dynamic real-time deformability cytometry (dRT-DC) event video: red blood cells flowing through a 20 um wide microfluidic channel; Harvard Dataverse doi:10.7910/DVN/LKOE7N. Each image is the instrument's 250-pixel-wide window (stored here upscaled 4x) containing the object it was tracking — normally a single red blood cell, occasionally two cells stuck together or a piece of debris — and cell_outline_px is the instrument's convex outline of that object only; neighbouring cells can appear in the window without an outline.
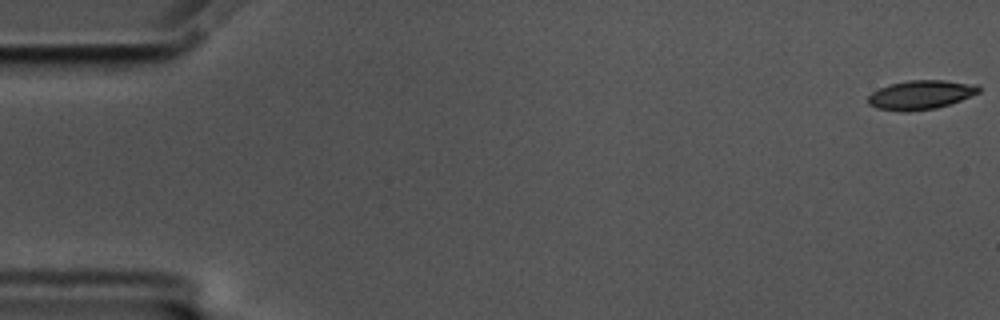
{"species": "common noctule bat (a hibernating species)", "species_latin": "Nyctalus noctula", "temperature_condition": "cold", "stored_images_in_passage": 58, "camera_frame_rate_fps": 3000, "um_per_image_px": 0.085, "animal": {"sex": "male", "body_mass_g": 17.5, "forearm_length_mm": 52.3}, "frame": {"image": 1, "passage_image": 1, "time_ms": 0.0, "image_size_px": [1000, 320], "cell_outline_px": [[980, 92], [960, 100], [936, 108], [908, 112], [904, 112], [876, 108], [868, 104], [868, 96], [872, 92], [880, 88], [892, 84], [908, 80], [944, 80], [976, 84], [980, 88]], "centroid_in_image_um": [78.25, 8.06], "position_along_channel_um": 6.8, "area_um2": 18.67}}
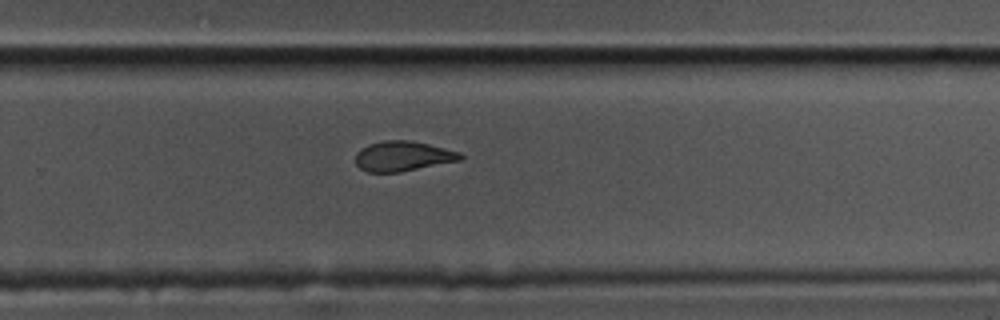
{"frame": {"image": 2, "passage_image": 38, "time_ms": 12.333, "image_size_px": [1000, 320], "cell_outline_px": [[464, 156], [460, 160], [400, 172], [368, 172], [360, 168], [356, 164], [356, 152], [360, 148], [368, 144], [384, 140], [408, 140], [428, 144], [460, 152]], "centroid_in_image_um": [34.21, 13.27], "position_along_channel_um": 295.6, "area_um2": 18.26}}
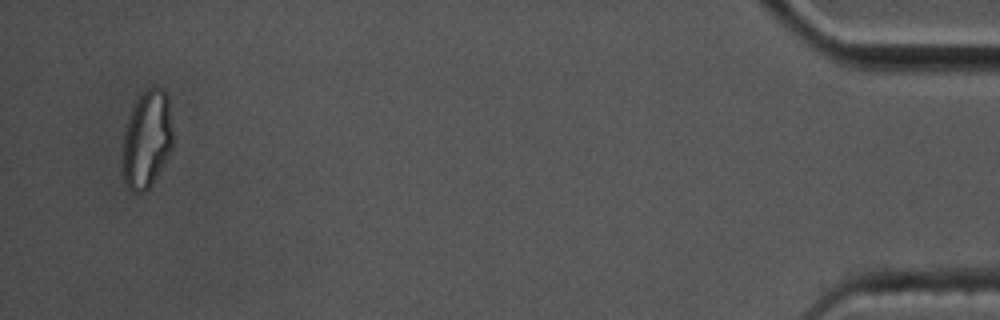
{"frame": {"image": 3, "passage_image": 56, "time_ms": 18.333, "image_size_px": [1000, 320], "cell_outline_px": [[172, 148], [148, 188], [144, 192], [132, 192], [128, 188], [124, 180], [124, 132], [132, 108], [136, 100], [148, 88], [160, 88], [168, 96], [172, 128]], "centroid_in_image_um": [12.49, 11.83], "position_along_channel_um": 422.7, "area_um2": 27.8}, "authors_computed_cell_mechanics": {"area_um2": 19.4786, "velocity_mm_per_s": 3.4939, "shape_relaxation_time_tau1_ms": 4.167, "shape_relaxation_time_tau2_ms": 4.778, "deformation_change_tau1": 0.1648, "deformation_change_tau2": 0.1105}}